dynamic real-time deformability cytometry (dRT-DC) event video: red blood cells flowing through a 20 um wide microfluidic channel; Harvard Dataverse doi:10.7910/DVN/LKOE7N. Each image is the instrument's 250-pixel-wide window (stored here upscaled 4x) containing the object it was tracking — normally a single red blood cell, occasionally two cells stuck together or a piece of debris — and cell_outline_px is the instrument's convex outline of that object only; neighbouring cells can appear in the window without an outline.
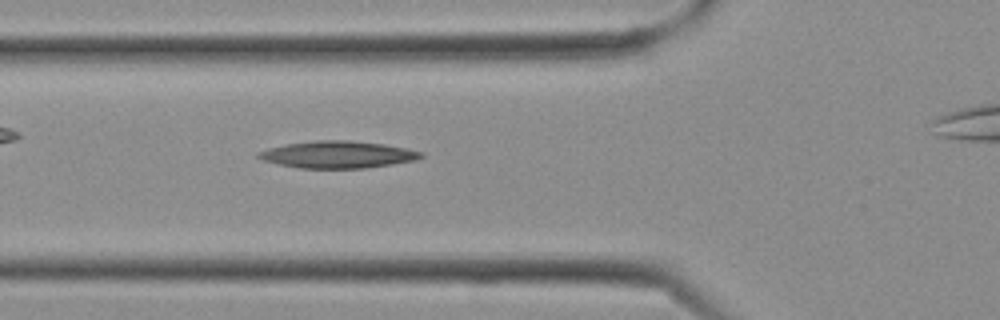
{"species": "Egyptian fruit bat (a non-hibernating species)", "species_latin": "Rousettus aegyptiacus", "temperature_condition": "cold", "stored_images_in_passage": 11, "camera_frame_rate_fps": 3000, "um_per_image_px": 0.085, "frame": {"image": 1, "passage_image": 10, "time_ms": 3.0, "image_size_px": [1000, 320], "cell_outline_px": [[424, 156], [416, 160], [368, 168], [300, 168], [280, 164], [264, 160], [256, 156], [256, 152], [268, 148], [288, 144], [316, 140], [348, 140], [384, 144], [408, 148], [424, 152]], "centroid_in_image_um": [28.75, 13.13], "position_along_channel_um": 97.0, "area_um2": 25.61}}